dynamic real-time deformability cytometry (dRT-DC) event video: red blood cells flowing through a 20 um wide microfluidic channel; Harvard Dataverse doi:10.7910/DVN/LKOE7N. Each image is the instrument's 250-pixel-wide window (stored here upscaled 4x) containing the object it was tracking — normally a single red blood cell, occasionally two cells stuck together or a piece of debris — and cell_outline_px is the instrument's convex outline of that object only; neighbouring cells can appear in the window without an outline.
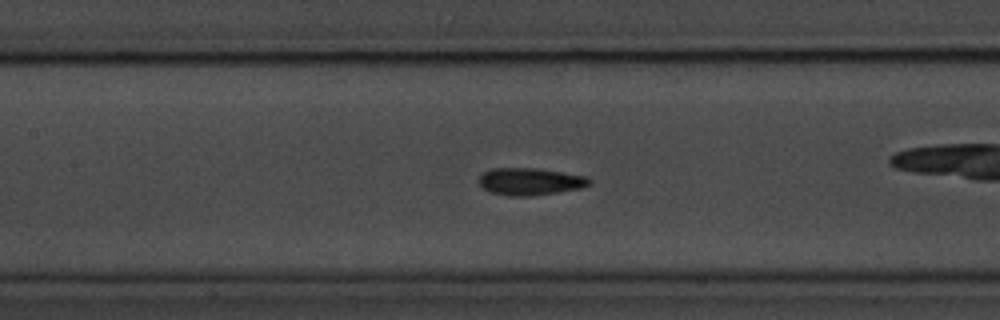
{"species": "common noctule bat (a hibernating species)", "species_latin": "Nyctalus noctula", "temperature_condition": "room temperature", "stored_images_in_passage": 56, "camera_frame_rate_fps": 3000, "um_per_image_px": 0.085, "animal": {"sex": "male", "body_mass_g": 20.1, "forearm_length_mm": 53.5}, "frame": {"image": 1, "passage_image": 25, "time_ms": 8.0, "image_size_px": [1000, 320], "cell_outline_px": [[592, 184], [580, 188], [532, 196], [512, 196], [492, 192], [484, 188], [480, 184], [480, 176], [484, 172], [492, 168], [536, 168], [584, 176], [592, 180]], "centroid_in_image_um": [45.07, 15.42], "position_along_channel_um": 162.3, "area_um2": 17.22}, "authors_computed_cell_mechanics": {"area_um2": 16.5886, "velocity_mm_per_s": 3.6286, "shape_relaxation_time_tau1_ms": 3.4719, "shape_relaxation_time_tau2_ms": 1.7925, "deformation_change_tau1": 0.1247, "deformation_change_tau2": 0.0764}}